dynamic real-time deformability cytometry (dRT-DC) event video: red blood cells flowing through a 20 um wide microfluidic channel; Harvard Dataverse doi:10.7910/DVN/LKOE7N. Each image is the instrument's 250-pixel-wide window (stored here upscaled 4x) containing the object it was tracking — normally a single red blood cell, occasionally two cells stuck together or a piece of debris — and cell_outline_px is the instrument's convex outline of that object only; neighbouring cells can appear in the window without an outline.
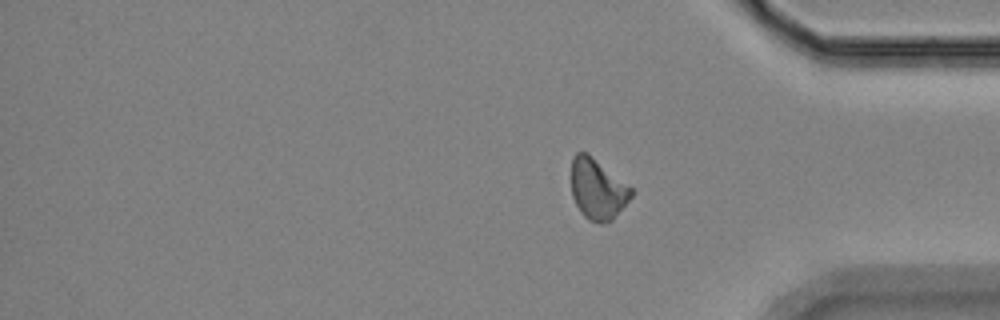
{"species": "Egyptian fruit bat (a non-hibernating species)", "species_latin": "Rousettus aegyptiacus", "temperature_condition": "room temperature", "stored_images_in_passage": 13, "camera_frame_rate_fps": 3000, "um_per_image_px": 0.085, "animal": {"sex": "female"}, "frame": {"image": 1, "passage_image": 13, "time_ms": 4.0, "image_size_px": [1000, 320], "cell_outline_px": [[632, 196], [612, 220], [604, 224], [600, 224], [588, 220], [580, 212], [572, 196], [572, 156], [576, 152], [588, 152], [632, 188]], "centroid_in_image_um": [50.78, 16.08], "position_along_channel_um": 384.4, "area_um2": 21.21}}